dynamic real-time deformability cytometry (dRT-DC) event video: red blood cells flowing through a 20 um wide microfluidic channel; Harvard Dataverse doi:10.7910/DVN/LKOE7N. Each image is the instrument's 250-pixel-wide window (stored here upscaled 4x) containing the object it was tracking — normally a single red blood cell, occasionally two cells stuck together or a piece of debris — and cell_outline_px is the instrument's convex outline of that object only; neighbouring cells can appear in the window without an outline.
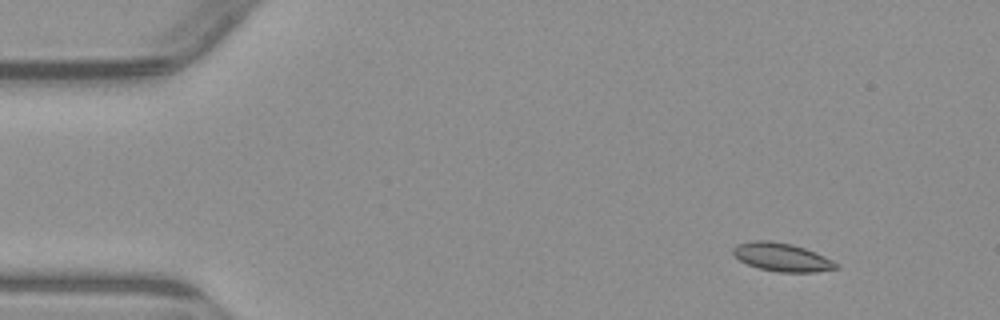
{"species": "common noctule bat (a hibernating species)", "species_latin": "Nyctalus noctula", "temperature_condition": "warm", "stored_images_in_passage": 3, "camera_frame_rate_fps": 3000, "um_per_image_px": 0.085, "animal": {"sex": "male", "body_mass_g": 23.1, "forearm_length_mm": 52.7}, "frame": {"image": 1, "passage_image": 1, "time_ms": 0.0, "image_size_px": [1000, 320], "cell_outline_px": [[840, 268], [816, 272], [776, 272], [760, 268], [748, 264], [740, 260], [732, 252], [732, 248], [736, 244], [752, 240], [768, 240], [792, 244], [816, 252], [840, 264]], "centroid_in_image_um": [66.48, 21.85], "position_along_channel_um": 18.5, "area_um2": 17.11}}